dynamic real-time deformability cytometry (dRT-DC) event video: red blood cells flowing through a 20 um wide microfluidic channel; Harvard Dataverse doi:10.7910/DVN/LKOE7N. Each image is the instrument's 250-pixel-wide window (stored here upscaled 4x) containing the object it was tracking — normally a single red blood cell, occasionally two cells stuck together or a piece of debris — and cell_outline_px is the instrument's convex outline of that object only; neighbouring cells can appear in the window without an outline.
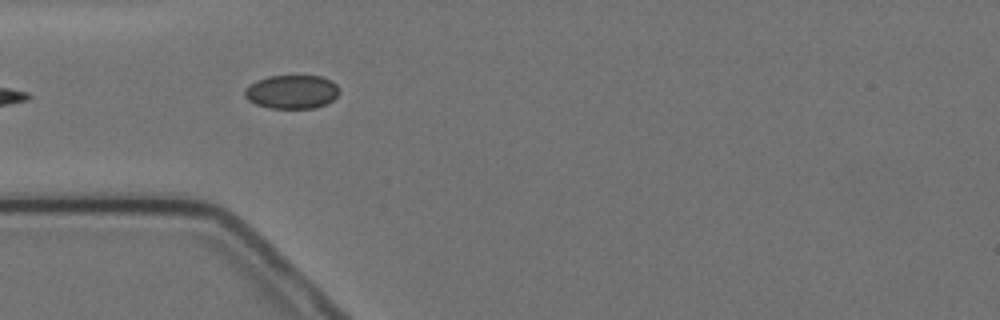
{"species": "Egyptian fruit bat (a non-hibernating species)", "species_latin": "Rousettus aegyptiacus", "temperature_condition": "cold", "stored_images_in_passage": 4, "camera_frame_rate_fps": 3000, "um_per_image_px": 0.085, "animal": {"sex": "female"}, "frame": {"image": 1, "passage_image": 3, "time_ms": 2.667, "image_size_px": [1000, 320], "cell_outline_px": [[340, 92], [332, 100], [316, 108], [272, 108], [256, 104], [248, 100], [244, 96], [244, 88], [248, 84], [256, 80], [268, 76], [320, 76], [332, 80], [336, 84]], "centroid_in_image_um": [24.78, 7.79], "position_along_channel_um": 60.2, "area_um2": 18.67}}
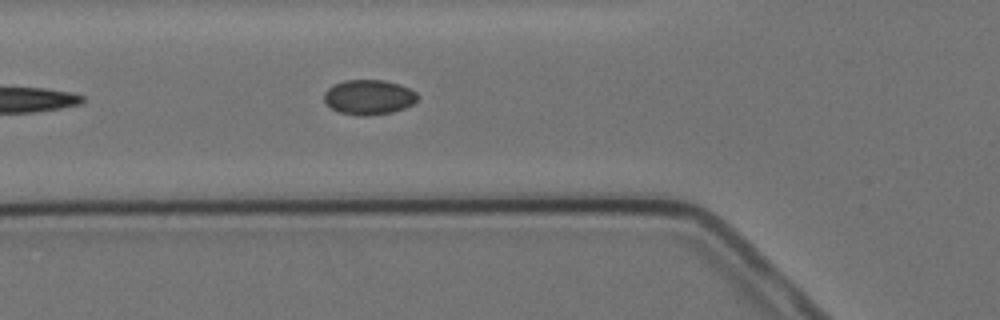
{"frame": {"image": 2, "passage_image": 4, "time_ms": 3.667, "image_size_px": [1000, 320], "cell_outline_px": [[420, 96], [412, 104], [404, 108], [392, 112], [364, 116], [356, 116], [340, 112], [332, 108], [324, 100], [324, 92], [328, 88], [344, 80], [384, 80], [400, 84], [416, 92]], "centroid_in_image_um": [31.36, 8.26], "position_along_channel_um": 94.4, "area_um2": 18.96}}